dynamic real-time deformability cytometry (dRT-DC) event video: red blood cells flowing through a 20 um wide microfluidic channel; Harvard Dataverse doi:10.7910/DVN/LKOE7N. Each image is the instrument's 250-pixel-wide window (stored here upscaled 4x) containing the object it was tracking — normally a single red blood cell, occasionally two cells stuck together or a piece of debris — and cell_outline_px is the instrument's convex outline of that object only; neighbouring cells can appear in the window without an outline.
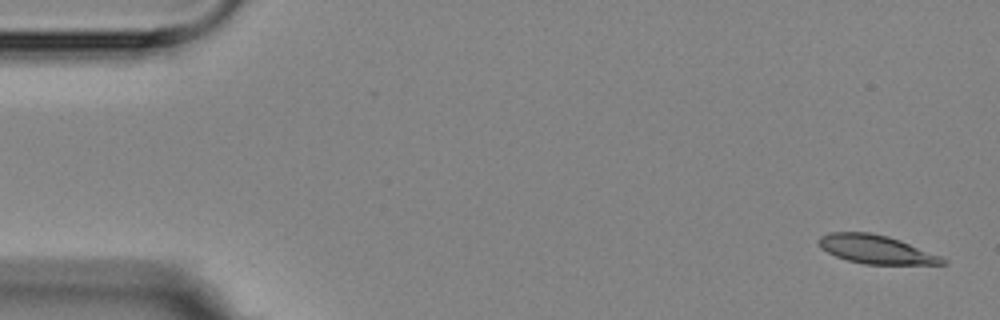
{"species": "Egyptian fruit bat (a non-hibernating species)", "species_latin": "Rousettus aegyptiacus", "temperature_condition": "room temperature", "stored_images_in_passage": 5, "camera_frame_rate_fps": 3000, "um_per_image_px": 0.085, "animal": {"sex": "female"}, "frame": {"image": 1, "passage_image": 1, "time_ms": 0.0, "image_size_px": [1000, 320], "cell_outline_px": [[948, 264], [864, 264], [848, 260], [836, 256], [820, 248], [816, 244], [816, 240], [820, 236], [828, 232], [868, 232], [888, 236], [900, 240], [940, 256], [948, 260]], "centroid_in_image_um": [74.41, 21.19], "position_along_channel_um": 10.6, "area_um2": 20.63}}
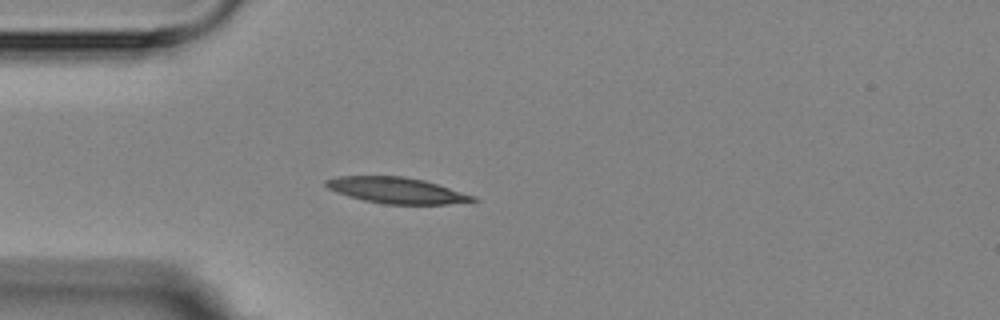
{"frame": {"image": 2, "passage_image": 5, "time_ms": 4.333, "image_size_px": [1000, 320], "cell_outline_px": [[480, 200], [448, 204], [384, 204], [364, 200], [348, 196], [336, 192], [328, 188], [324, 184], [324, 180], [340, 176], [404, 176], [424, 180], [476, 196]], "centroid_in_image_um": [33.71, 16.18], "position_along_channel_um": 51.3, "area_um2": 22.25}}